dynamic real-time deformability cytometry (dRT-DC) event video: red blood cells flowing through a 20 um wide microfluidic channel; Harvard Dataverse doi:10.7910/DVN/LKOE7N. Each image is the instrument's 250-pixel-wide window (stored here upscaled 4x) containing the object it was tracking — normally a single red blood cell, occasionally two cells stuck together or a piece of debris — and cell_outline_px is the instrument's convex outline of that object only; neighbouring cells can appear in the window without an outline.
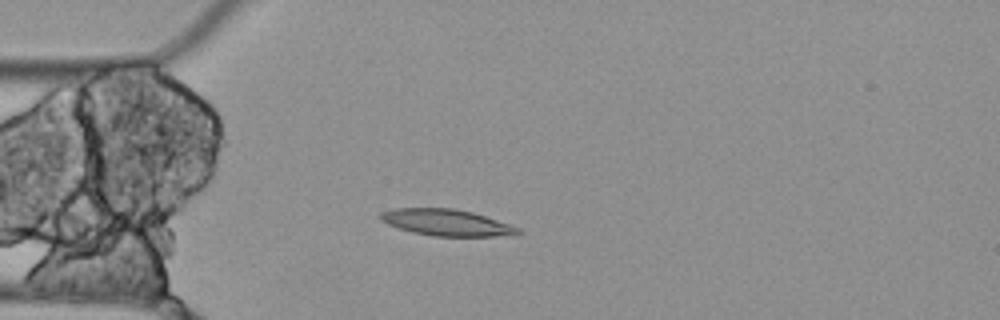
{"species": "Egyptian fruit bat (a non-hibernating species)", "species_latin": "Rousettus aegyptiacus", "temperature_condition": "cold", "stored_images_in_passage": 3, "camera_frame_rate_fps": 3000, "um_per_image_px": 0.085, "animal": {"sex": "female"}, "frame": {"image": 1, "passage_image": 3, "time_ms": 0.667, "image_size_px": [1000, 320], "cell_outline_px": [[524, 232], [516, 236], [432, 236], [412, 232], [388, 224], [380, 220], [380, 212], [392, 208], [456, 208], [472, 212], [520, 228]], "centroid_in_image_um": [37.98, 18.92], "position_along_channel_um": 47.0, "area_um2": 21.33}}